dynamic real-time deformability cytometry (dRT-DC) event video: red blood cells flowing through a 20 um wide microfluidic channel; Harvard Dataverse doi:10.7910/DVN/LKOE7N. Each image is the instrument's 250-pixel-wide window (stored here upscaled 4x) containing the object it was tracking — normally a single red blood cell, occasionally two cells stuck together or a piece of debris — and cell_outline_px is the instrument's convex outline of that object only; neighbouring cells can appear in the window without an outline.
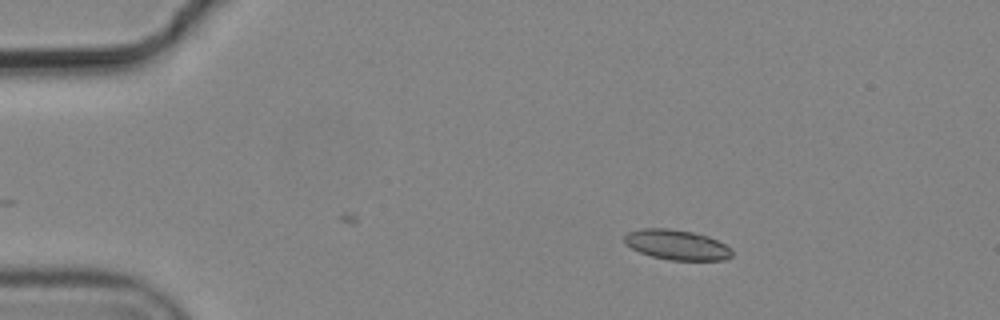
{"species": "common noctule bat (a hibernating species)", "species_latin": "Nyctalus noctula", "temperature_condition": "cold", "stored_images_in_passage": 3, "camera_frame_rate_fps": 3000, "um_per_image_px": 0.085, "animal": {"sex": "male", "body_mass_g": 19.2, "forearm_length_mm": 51.8}, "frame": {"image": 1, "passage_image": 1, "time_ms": 0.0, "image_size_px": [1000, 320], "cell_outline_px": [[732, 256], [724, 260], [672, 260], [652, 256], [640, 252], [624, 244], [624, 236], [628, 232], [640, 228], [668, 228], [692, 232], [708, 236], [732, 248]], "centroid_in_image_um": [57.52, 20.8], "position_along_channel_um": 27.5, "area_um2": 18.84}}